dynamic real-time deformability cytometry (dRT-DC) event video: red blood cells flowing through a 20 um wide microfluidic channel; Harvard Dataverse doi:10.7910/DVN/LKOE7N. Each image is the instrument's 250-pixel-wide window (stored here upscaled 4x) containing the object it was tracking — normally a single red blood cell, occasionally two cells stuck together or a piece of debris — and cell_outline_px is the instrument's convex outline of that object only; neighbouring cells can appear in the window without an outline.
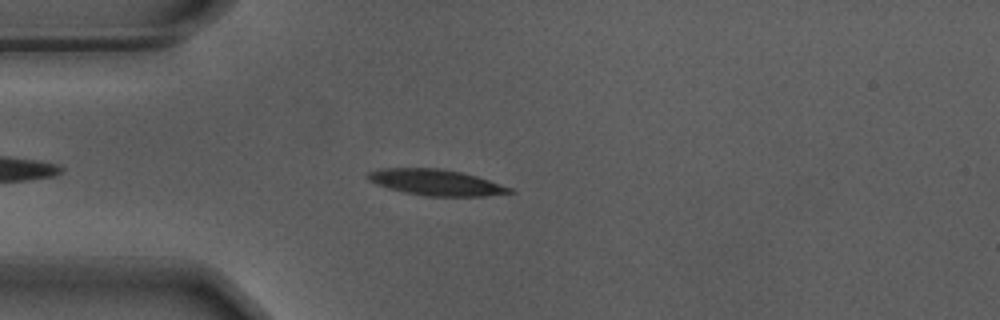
{"species": "Egyptian fruit bat (a non-hibernating species)", "species_latin": "Rousettus aegyptiacus", "temperature_condition": "warm", "stored_images_in_passage": 43, "camera_frame_rate_fps": 3000, "um_per_image_px": 0.085, "animal": {"sex": "male"}, "frame": {"image": 1, "passage_image": 2, "time_ms": 0.333, "image_size_px": [1000, 320], "cell_outline_px": [[516, 192], [484, 196], [424, 196], [404, 192], [388, 188], [376, 184], [368, 180], [364, 176], [368, 172], [384, 168], [440, 168], [460, 172], [476, 176], [512, 188]], "centroid_in_image_um": [37.02, 15.5], "position_along_channel_um": 48.0, "area_um2": 21.44}}
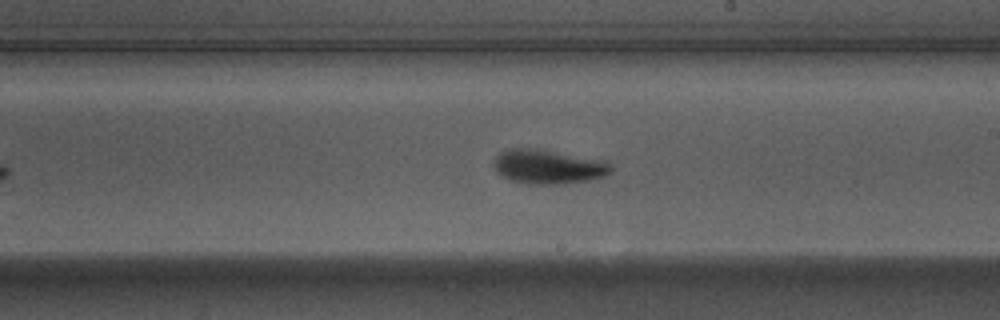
{"frame": {"image": 2, "passage_image": 19, "time_ms": 6.0, "image_size_px": [1000, 320], "cell_outline_px": [[612, 168], [604, 176], [588, 180], [564, 184], [528, 184], [508, 180], [500, 176], [496, 172], [492, 164], [496, 156], [500, 152], [508, 148], [536, 148], [600, 160], [608, 164]], "centroid_in_image_um": [46.48, 14.18], "position_along_channel_um": 242.5, "area_um2": 23.35}}
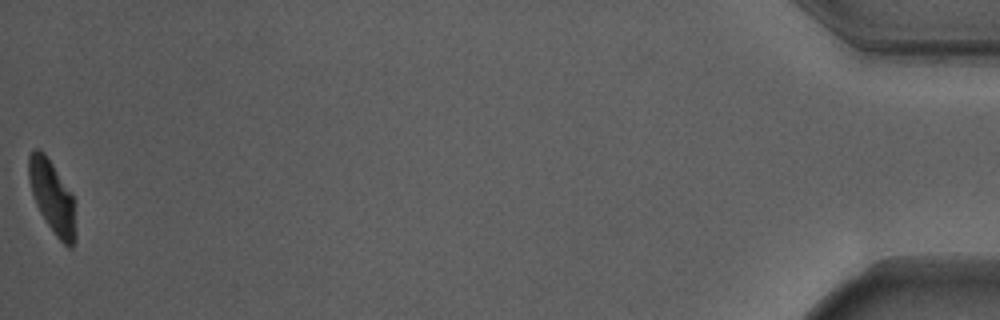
{"frame": {"image": 3, "passage_image": 43, "time_ms": 14.0, "image_size_px": [1000, 320], "cell_outline_px": [[76, 240], [72, 248], [68, 248], [56, 236], [40, 212], [36, 204], [32, 192], [28, 176], [28, 156], [36, 148], [44, 152], [52, 164], [72, 196], [76, 232]], "centroid_in_image_um": [4.43, 16.78], "position_along_channel_um": 430.8, "area_um2": 19.36}, "authors_computed_cell_mechanics": {"area_um2": 21.6172, "velocity_mm_per_s": 3.6711, "shape_relaxation_time_tau1_ms": 2.5711, "shape_relaxation_time_tau2_ms": 2.2024, "deformation_change_tau1": 0.1603, "deformation_change_tau2": 0.0787}}